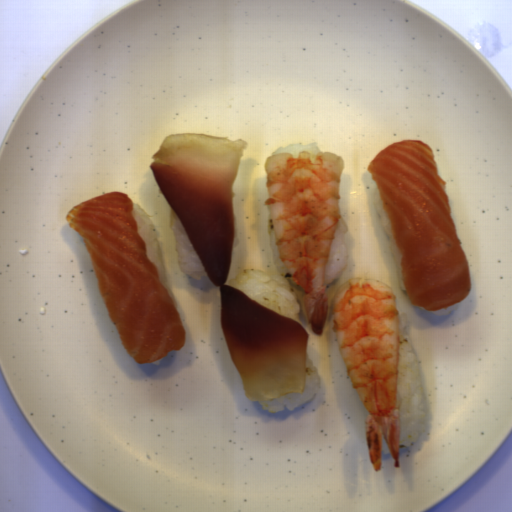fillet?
Returning <instances> with one entry per match:
<instances>
[{
    "instance_id": "e2c912f1",
    "label": "fillet",
    "mask_w": 512,
    "mask_h": 512,
    "mask_svg": "<svg viewBox=\"0 0 512 512\" xmlns=\"http://www.w3.org/2000/svg\"><path fill=\"white\" fill-rule=\"evenodd\" d=\"M367 171L401 255L409 302L435 312L465 300L471 273L432 146L422 139L389 144Z\"/></svg>"
},
{
    "instance_id": "e495c32b",
    "label": "fillet",
    "mask_w": 512,
    "mask_h": 512,
    "mask_svg": "<svg viewBox=\"0 0 512 512\" xmlns=\"http://www.w3.org/2000/svg\"><path fill=\"white\" fill-rule=\"evenodd\" d=\"M132 210L131 197L113 190L76 204L65 222L83 240L123 345L145 364L183 349L186 331L158 267L146 254Z\"/></svg>"
},
{
    "instance_id": "25842a12",
    "label": "fillet",
    "mask_w": 512,
    "mask_h": 512,
    "mask_svg": "<svg viewBox=\"0 0 512 512\" xmlns=\"http://www.w3.org/2000/svg\"><path fill=\"white\" fill-rule=\"evenodd\" d=\"M249 143L203 133H170L150 158L152 175L181 222L221 300L220 328L247 398L303 395L310 333L243 290L224 285L235 234L233 184Z\"/></svg>"
}]
</instances>
